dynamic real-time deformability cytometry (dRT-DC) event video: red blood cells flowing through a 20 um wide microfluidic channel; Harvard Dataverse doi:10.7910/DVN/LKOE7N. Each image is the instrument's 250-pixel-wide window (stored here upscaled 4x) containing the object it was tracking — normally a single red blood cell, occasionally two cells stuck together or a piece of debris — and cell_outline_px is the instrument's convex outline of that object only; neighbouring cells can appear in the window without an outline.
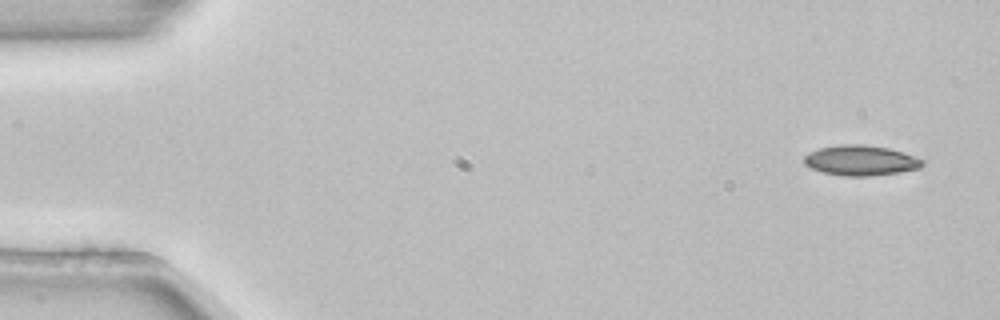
{"species": "common noctule bat (a hibernating species)", "species_latin": "Nyctalus noctula", "temperature_condition": "room temperature", "stored_images_in_passage": 3, "camera_frame_rate_fps": 3000, "um_per_image_px": 0.085, "animal": {"sex": "female", "body_mass_g": 22.7, "forearm_length_mm": 54.2}, "frame": {"image": 1, "passage_image": 1, "time_ms": 0.0, "image_size_px": [1000, 320], "cell_outline_px": [[924, 164], [920, 168], [900, 172], [872, 176], [844, 176], [824, 172], [812, 168], [804, 164], [804, 156], [808, 152], [820, 148], [840, 144], [864, 144], [888, 148], [904, 152], [924, 160]], "centroid_in_image_um": [73.18, 13.63], "position_along_channel_um": 11.8, "area_um2": 20.92}}